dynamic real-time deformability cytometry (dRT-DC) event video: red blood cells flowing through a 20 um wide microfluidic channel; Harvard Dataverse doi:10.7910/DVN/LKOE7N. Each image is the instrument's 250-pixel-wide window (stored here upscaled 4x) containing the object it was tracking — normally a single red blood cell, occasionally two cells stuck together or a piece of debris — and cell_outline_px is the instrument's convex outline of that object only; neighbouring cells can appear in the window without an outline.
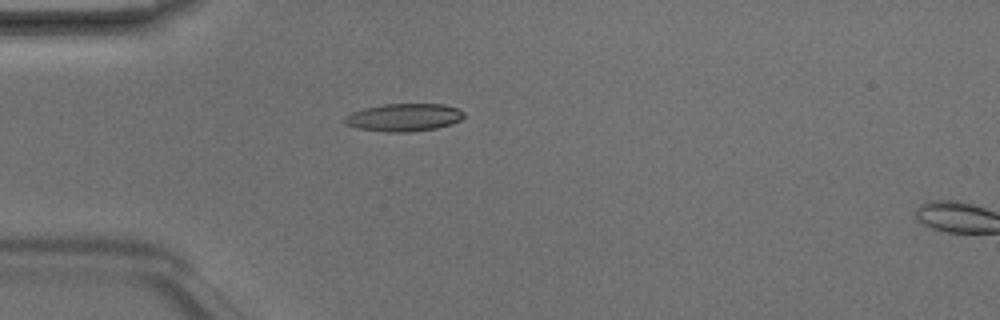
{"species": "Egyptian fruit bat (a non-hibernating species)", "species_latin": "Rousettus aegyptiacus", "temperature_condition": "room temperature", "stored_images_in_passage": 2, "camera_frame_rate_fps": 3000, "um_per_image_px": 0.085, "animal": {"sex": "male"}, "frame": {"image": 1, "passage_image": 1, "time_ms": 0.0, "image_size_px": [1000, 320], "cell_outline_px": [[464, 116], [460, 120], [452, 124], [436, 128], [408, 132], [388, 132], [356, 128], [344, 124], [344, 116], [352, 112], [364, 108], [384, 104], [444, 104], [456, 108], [464, 112]], "centroid_in_image_um": [34.31, 9.98], "position_along_channel_um": 50.7, "area_um2": 19.31}}